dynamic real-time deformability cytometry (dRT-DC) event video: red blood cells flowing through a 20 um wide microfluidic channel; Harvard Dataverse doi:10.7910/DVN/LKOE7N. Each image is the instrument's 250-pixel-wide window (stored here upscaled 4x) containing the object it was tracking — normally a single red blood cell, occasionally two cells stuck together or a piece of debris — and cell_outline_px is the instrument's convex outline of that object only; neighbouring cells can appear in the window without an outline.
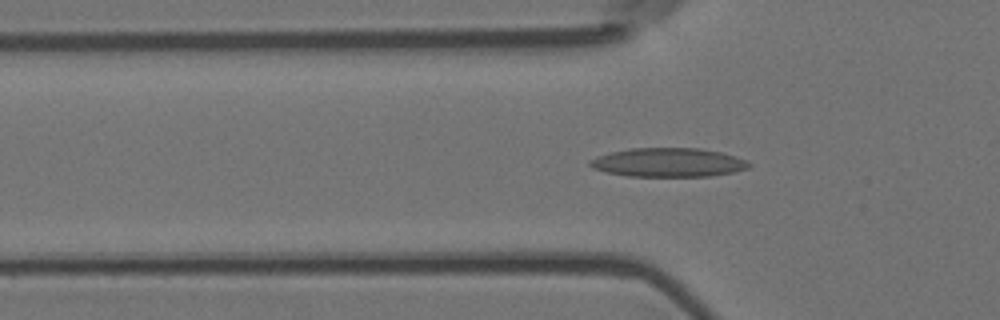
{"species": "Egyptian fruit bat (a non-hibernating species)", "species_latin": "Rousettus aegyptiacus", "temperature_condition": "room temperature", "stored_images_in_passage": 56, "camera_frame_rate_fps": 3000, "um_per_image_px": 0.085, "animal": {"sex": "female"}, "frame": {"image": 1, "passage_image": 18, "time_ms": 5.667, "image_size_px": [1000, 320], "cell_outline_px": [[752, 164], [748, 168], [732, 172], [708, 176], [628, 176], [608, 172], [592, 168], [588, 164], [588, 160], [596, 156], [608, 152], [628, 148], [700, 148], [720, 152], [736, 156], [748, 160]], "centroid_in_image_um": [56.78, 13.8], "position_along_channel_um": 69.0, "area_um2": 26.93}}
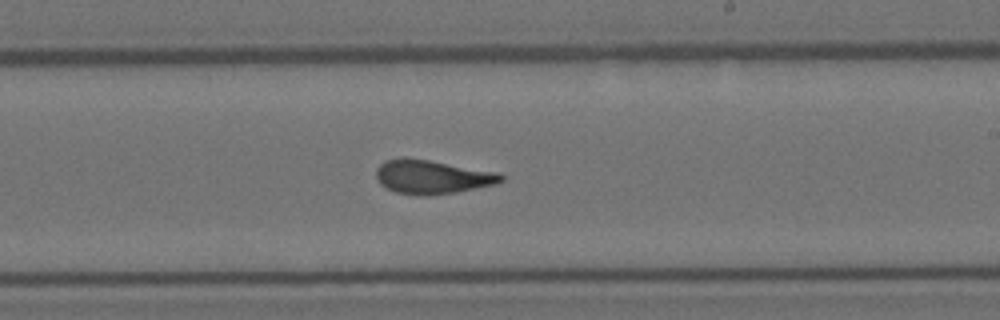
{"frame": {"image": 2, "passage_image": 33, "time_ms": 10.667, "image_size_px": [1000, 320], "cell_outline_px": [[504, 180], [496, 184], [456, 192], [428, 196], [424, 196], [396, 192], [380, 184], [376, 176], [376, 168], [384, 160], [404, 156], [428, 160], [496, 172], [504, 176]], "centroid_in_image_um": [36.69, 15.03], "position_along_channel_um": 252.3, "area_um2": 24.62}}
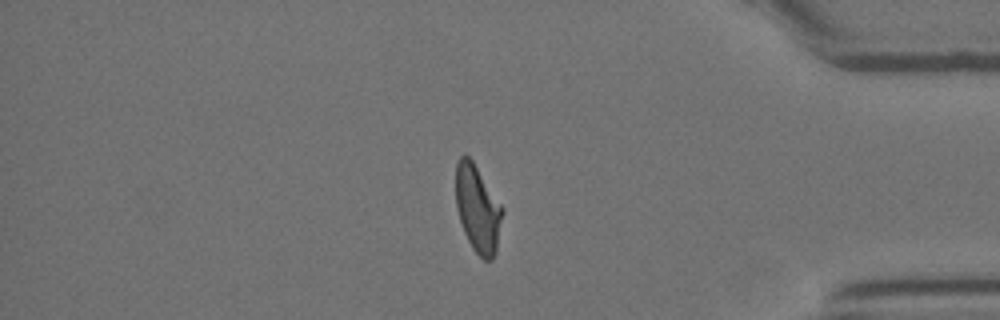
{"frame": {"image": 3, "passage_image": 47, "time_ms": 15.333, "image_size_px": [1000, 320], "cell_outline_px": [[504, 212], [496, 252], [492, 260], [484, 260], [472, 248], [464, 232], [456, 208], [456, 164], [460, 156], [468, 156], [472, 160], [504, 208]], "centroid_in_image_um": [40.62, 17.76], "position_along_channel_um": 394.6, "area_um2": 23.7}, "authors_computed_cell_mechanics": {"area_um2": 24.4783, "velocity_mm_per_s": 3.6479, "shape_relaxation_time_tau1_ms": 10.137, "shape_relaxation_time_tau2_ms": 1.6791, "deformation_change_tau1": 0.2625, "deformation_change_tau2": 0.0912}}